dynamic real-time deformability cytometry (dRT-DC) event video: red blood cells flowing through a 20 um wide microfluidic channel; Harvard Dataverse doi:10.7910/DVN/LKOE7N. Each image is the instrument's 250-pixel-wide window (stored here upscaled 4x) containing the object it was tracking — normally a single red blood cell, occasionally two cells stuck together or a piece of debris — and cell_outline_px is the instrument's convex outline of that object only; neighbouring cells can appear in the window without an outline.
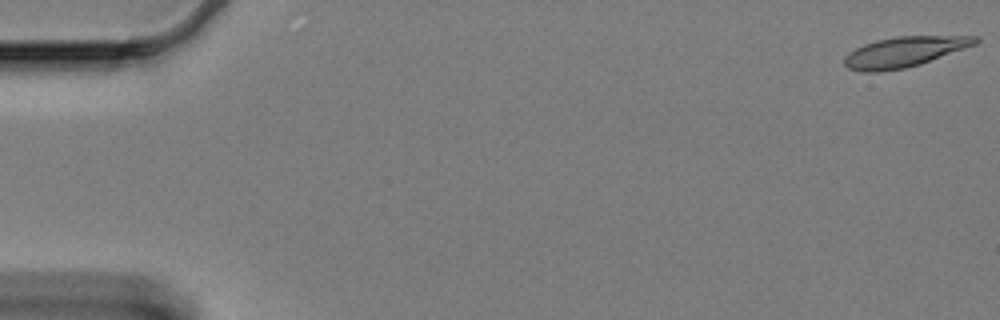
{"species": "Egyptian fruit bat (a non-hibernating species)", "species_latin": "Rousettus aegyptiacus", "temperature_condition": "cold", "stored_images_in_passage": 61, "camera_frame_rate_fps": 3000, "um_per_image_px": 0.085, "animal": {"sex": "female"}, "frame": {"image": 1, "passage_image": 1, "time_ms": 0.0, "image_size_px": [1000, 320], "cell_outline_px": [[980, 40], [976, 44], [920, 64], [904, 68], [876, 72], [864, 72], [848, 68], [844, 64], [844, 56], [848, 52], [864, 44], [876, 40], [896, 36], [976, 36]], "centroid_in_image_um": [76.83, 4.4], "position_along_channel_um": 8.2, "area_um2": 22.95}}
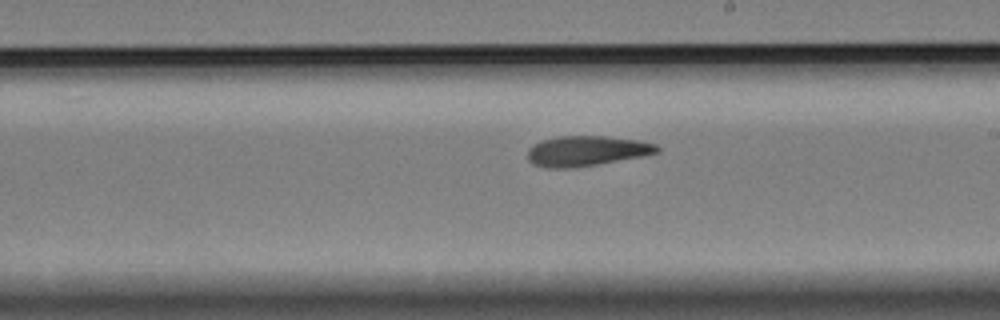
{"frame": {"image": 2, "passage_image": 35, "time_ms": 11.333, "image_size_px": [1000, 320], "cell_outline_px": [[660, 152], [644, 156], [576, 168], [544, 168], [532, 164], [528, 160], [528, 148], [532, 144], [540, 140], [560, 136], [604, 136], [640, 140], [656, 144], [660, 148]], "centroid_in_image_um": [49.85, 12.84], "position_along_channel_um": 239.2, "area_um2": 23.18}}
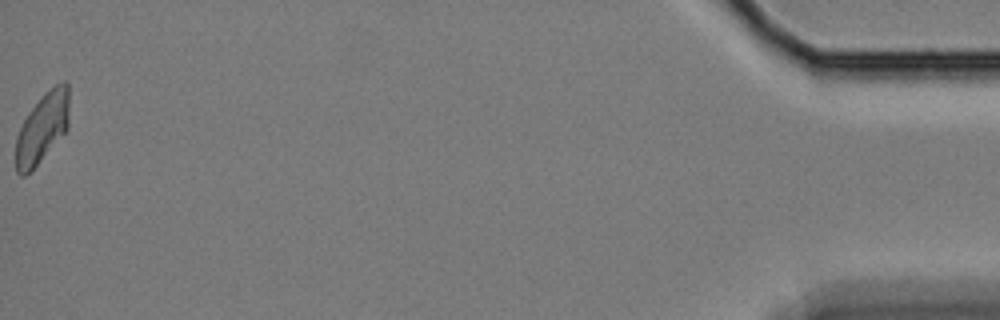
{"frame": {"image": 3, "passage_image": 61, "time_ms": 20.0, "image_size_px": [1000, 320], "cell_outline_px": [[68, 128], [36, 164], [24, 176], [20, 176], [16, 172], [16, 136], [28, 112], [44, 92], [56, 84], [64, 80], [68, 84]], "centroid_in_image_um": [3.58, 10.82], "position_along_channel_um": 431.6, "area_um2": 21.33}, "authors_computed_cell_mechanics": {"area_um2": 22.542, "velocity_mm_per_s": 3.3064, "shape_relaxation_time_tau1_ms": 10.4159, "shape_relaxation_time_tau2_ms": 2.4345, "deformation_change_tau1": 0.2507, "deformation_change_tau2": 0.0938}}